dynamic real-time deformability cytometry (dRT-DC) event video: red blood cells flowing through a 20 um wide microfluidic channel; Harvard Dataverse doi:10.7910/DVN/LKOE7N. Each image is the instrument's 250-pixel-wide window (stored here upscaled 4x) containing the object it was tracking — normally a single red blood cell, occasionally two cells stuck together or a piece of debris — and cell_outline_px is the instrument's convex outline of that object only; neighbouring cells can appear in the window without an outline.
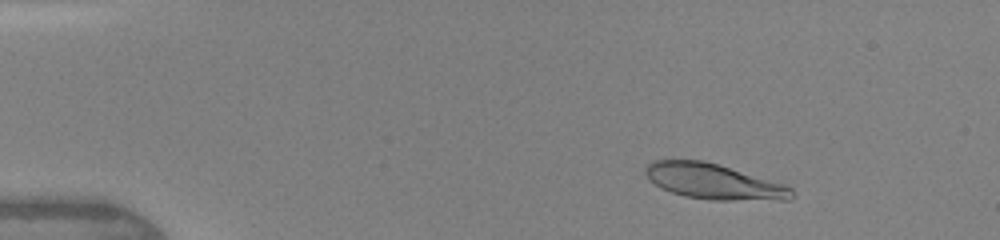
{"species": "human", "species_latin": "Homo sapiens", "temperature_condition": "warm", "stored_images_in_passage": 46, "camera_frame_rate_fps": 3000, "um_per_image_px": 0.085, "donor": {"sex": "female"}, "frame": {"image": 1, "passage_image": 6, "time_ms": 1.667, "image_size_px": [1000, 240], "cell_outline_px": [[796, 196], [792, 200], [712, 200], [684, 196], [660, 188], [648, 180], [644, 172], [644, 168], [652, 160], [704, 160], [784, 184], [792, 188]], "centroid_in_image_um": [60.66, 15.44], "position_along_channel_um": 24.3, "area_um2": 30.4}}
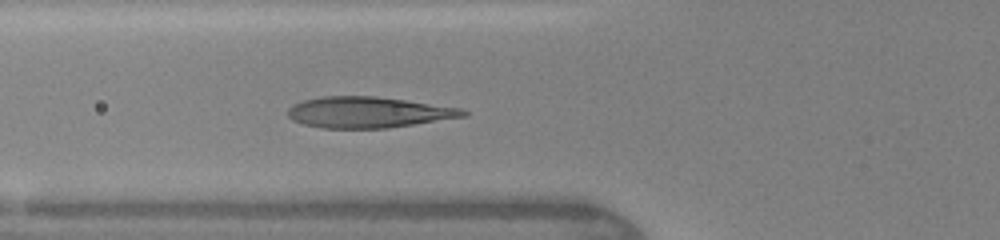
{"frame": {"image": 2, "passage_image": 17, "time_ms": 5.333, "image_size_px": [1000, 240], "cell_outline_px": [[468, 116], [388, 128], [324, 128], [304, 124], [292, 120], [288, 116], [288, 108], [292, 104], [304, 100], [320, 96], [376, 96], [460, 108], [468, 112]], "centroid_in_image_um": [31.28, 9.54], "position_along_channel_um": 94.5, "area_um2": 31.56}}
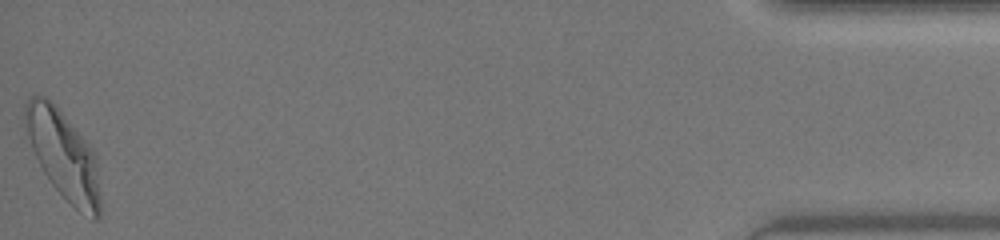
{"frame": {"image": 3, "passage_image": 46, "time_ms": 15.0, "image_size_px": [1000, 240], "cell_outline_px": [[100, 216], [96, 220], [92, 220], [80, 212], [52, 184], [44, 172], [32, 148], [28, 136], [24, 120], [24, 104], [32, 96], [44, 96], [60, 112], [92, 148], [96, 156], [100, 196]], "centroid_in_image_um": [5.41, 13.23], "position_along_channel_um": 429.8, "area_um2": 37.74}, "authors_computed_cell_mechanics": {"area_um2": 31.0097, "velocity_mm_per_s": 4.3311, "shape_relaxation_time_tau1_ms": 2.7173, "shape_relaxation_time_tau2_ms": null, "deformation_change_tau1": 0.1723, "deformation_change_tau2": null}}